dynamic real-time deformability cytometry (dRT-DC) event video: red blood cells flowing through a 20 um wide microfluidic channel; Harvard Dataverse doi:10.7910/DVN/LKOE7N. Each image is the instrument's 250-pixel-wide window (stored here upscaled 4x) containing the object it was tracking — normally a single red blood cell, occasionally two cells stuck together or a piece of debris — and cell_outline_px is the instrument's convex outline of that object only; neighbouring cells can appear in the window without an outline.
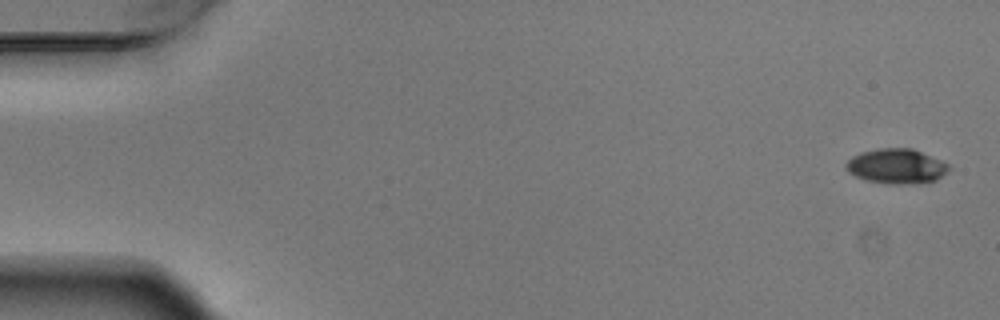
{"species": "Egyptian fruit bat (a non-hibernating species)", "species_latin": "Rousettus aegyptiacus", "temperature_condition": "warm", "stored_images_in_passage": 4, "camera_frame_rate_fps": 3000, "um_per_image_px": 0.085, "animal": {"sex": "male"}, "frame": {"image": 1, "passage_image": 1, "time_ms": 0.0, "image_size_px": [1000, 320], "cell_outline_px": [[952, 168], [948, 172], [936, 180], [896, 184], [892, 184], [868, 180], [856, 176], [848, 172], [844, 164], [852, 156], [860, 152], [880, 148], [912, 148], [940, 160], [948, 164]], "centroid_in_image_um": [76.19, 14.11], "position_along_channel_um": 8.8, "area_um2": 20.63}}
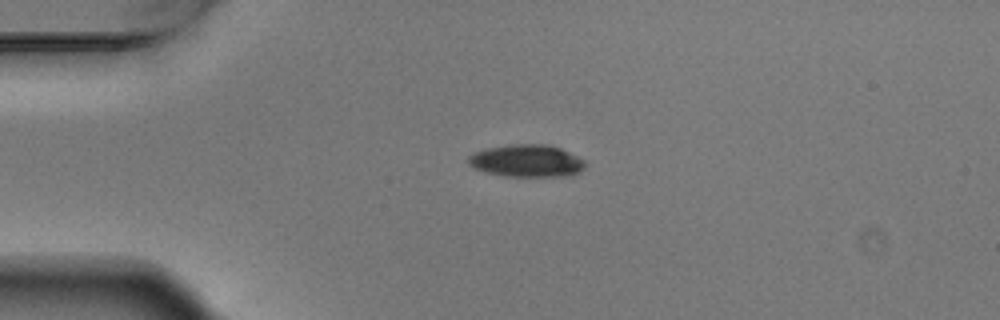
{"frame": {"image": 2, "passage_image": 4, "time_ms": 1.0, "image_size_px": [1000, 320], "cell_outline_px": [[584, 168], [580, 172], [572, 176], [504, 176], [484, 172], [472, 168], [468, 164], [468, 156], [472, 152], [484, 148], [508, 144], [548, 144], [560, 148], [584, 160]], "centroid_in_image_um": [44.71, 13.67], "position_along_channel_um": 40.3, "area_um2": 22.37}}